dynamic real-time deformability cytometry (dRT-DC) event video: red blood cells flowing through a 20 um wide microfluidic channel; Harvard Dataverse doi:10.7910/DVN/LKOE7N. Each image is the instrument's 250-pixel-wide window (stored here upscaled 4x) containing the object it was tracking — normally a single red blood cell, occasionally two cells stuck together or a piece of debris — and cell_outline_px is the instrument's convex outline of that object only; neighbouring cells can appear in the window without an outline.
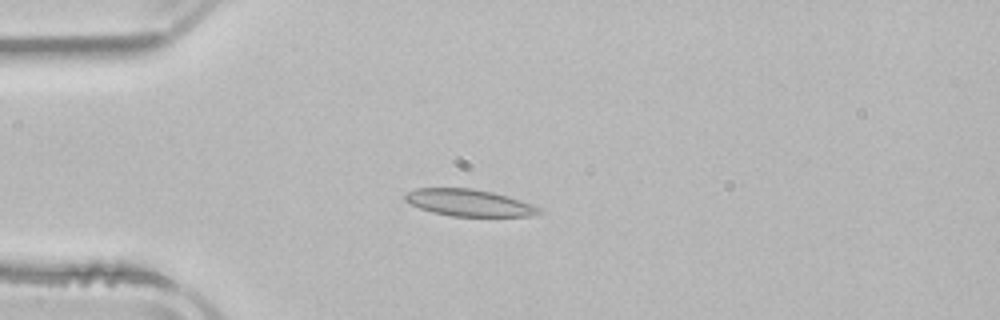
{"species": "common noctule bat (a hibernating species)", "species_latin": "Nyctalus noctula", "temperature_condition": "room temperature", "stored_images_in_passage": 5, "camera_frame_rate_fps": 3000, "um_per_image_px": 0.085, "animal": {"sex": "male", "body_mass_g": 21.5, "forearm_length_mm": 52.0}, "frame": {"image": 1, "passage_image": 3, "time_ms": 2.333, "image_size_px": [1000, 320], "cell_outline_px": [[540, 212], [532, 216], [452, 216], [432, 212], [420, 208], [404, 200], [404, 196], [408, 192], [416, 188], [472, 188], [492, 192], [532, 204], [540, 208]], "centroid_in_image_um": [39.84, 17.23], "position_along_channel_um": 45.2, "area_um2": 20.69}}
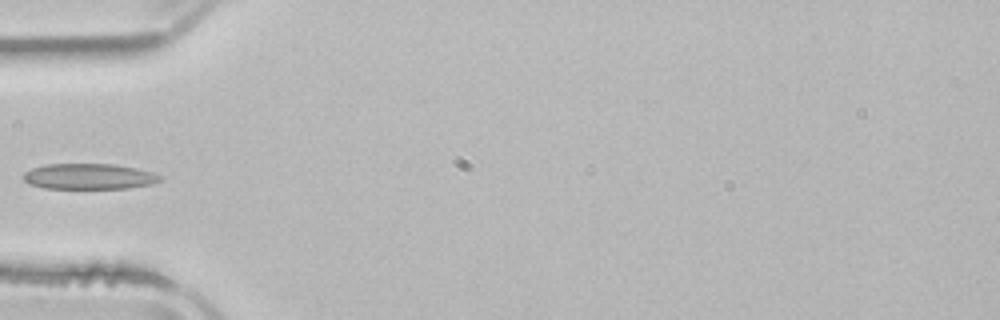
{"frame": {"image": 2, "passage_image": 4, "time_ms": 3.667, "image_size_px": [1000, 320], "cell_outline_px": [[164, 180], [152, 184], [128, 188], [44, 188], [28, 184], [24, 180], [24, 172], [32, 168], [44, 164], [116, 164], [136, 168], [152, 172], [164, 176]], "centroid_in_image_um": [7.61, 14.99], "position_along_channel_um": 77.4, "area_um2": 20.63}}
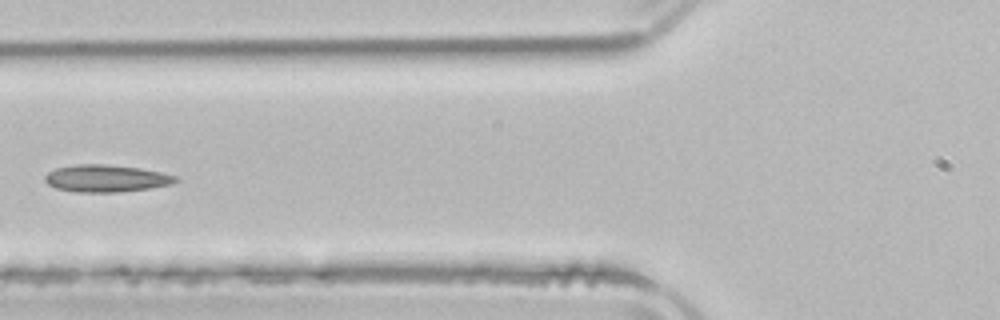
{"frame": {"image": 3, "passage_image": 5, "time_ms": 4.667, "image_size_px": [1000, 320], "cell_outline_px": [[176, 180], [168, 184], [148, 188], [120, 192], [80, 192], [56, 188], [48, 184], [44, 180], [44, 176], [48, 172], [56, 168], [76, 164], [108, 164], [140, 168], [160, 172], [176, 176]], "centroid_in_image_um": [8.95, 15.15], "position_along_channel_um": 116.8, "area_um2": 20.46}}